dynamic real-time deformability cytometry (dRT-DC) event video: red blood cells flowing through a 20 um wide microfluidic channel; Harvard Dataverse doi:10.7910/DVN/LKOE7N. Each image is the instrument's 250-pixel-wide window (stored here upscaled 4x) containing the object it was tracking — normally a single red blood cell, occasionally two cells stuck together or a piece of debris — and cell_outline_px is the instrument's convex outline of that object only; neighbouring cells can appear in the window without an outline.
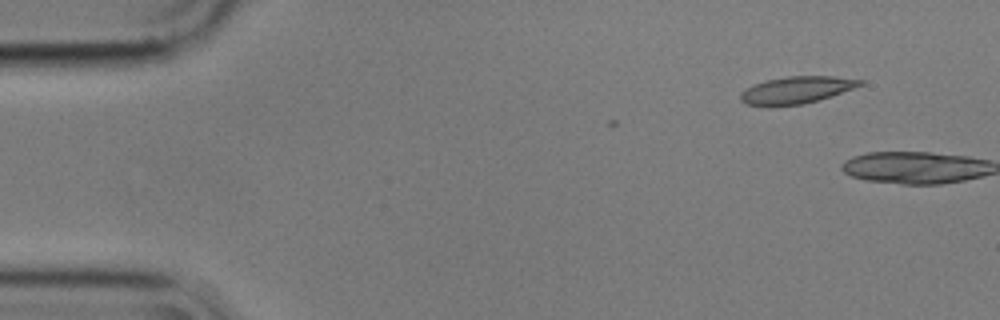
{"species": "common noctule bat (a hibernating species)", "species_latin": "Nyctalus noctula", "temperature_condition": "cold", "stored_images_in_passage": 2, "camera_frame_rate_fps": 3000, "um_per_image_px": 0.085, "animal": {"sex": "male", "body_mass_g": 17.9}, "frame": {"image": 1, "passage_image": 1, "time_ms": 0.0, "image_size_px": [1000, 320], "cell_outline_px": [[864, 84], [856, 88], [804, 104], [744, 104], [740, 100], [740, 92], [756, 84], [768, 80], [788, 76], [832, 76], [864, 80]], "centroid_in_image_um": [67.77, 7.62], "position_along_channel_um": 17.2, "area_um2": 18.32}}